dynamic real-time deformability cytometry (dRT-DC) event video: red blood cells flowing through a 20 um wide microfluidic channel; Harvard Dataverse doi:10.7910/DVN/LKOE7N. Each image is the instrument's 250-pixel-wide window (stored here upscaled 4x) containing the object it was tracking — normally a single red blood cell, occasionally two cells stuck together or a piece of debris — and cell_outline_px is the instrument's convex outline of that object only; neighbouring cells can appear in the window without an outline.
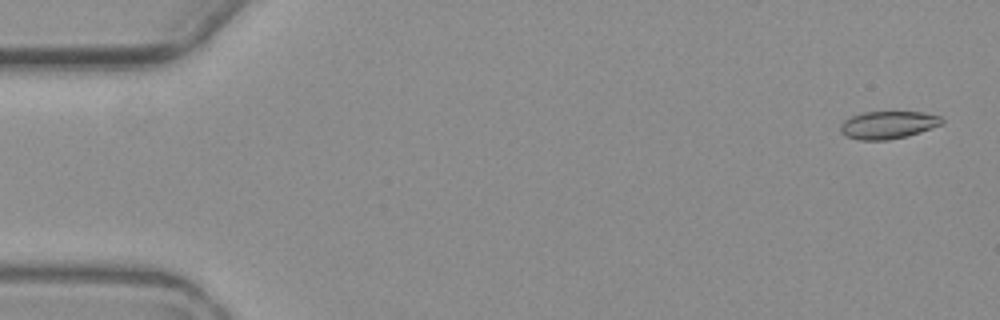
{"species": "common noctule bat (a hibernating species)", "species_latin": "Nyctalus noctula", "temperature_condition": "warm", "stored_images_in_passage": 5, "camera_frame_rate_fps": 3000, "um_per_image_px": 0.085, "animal": {"sex": "female", "body_mass_g": 19.3, "forearm_length_mm": 54.1}, "frame": {"image": 1, "passage_image": 1, "time_ms": 0.0, "image_size_px": [1000, 320], "cell_outline_px": [[944, 124], [908, 136], [888, 140], [860, 140], [844, 136], [840, 132], [840, 124], [844, 120], [860, 112], [924, 112], [940, 116], [944, 120]], "centroid_in_image_um": [75.48, 10.62], "position_along_channel_um": 9.5, "area_um2": 16.59}}
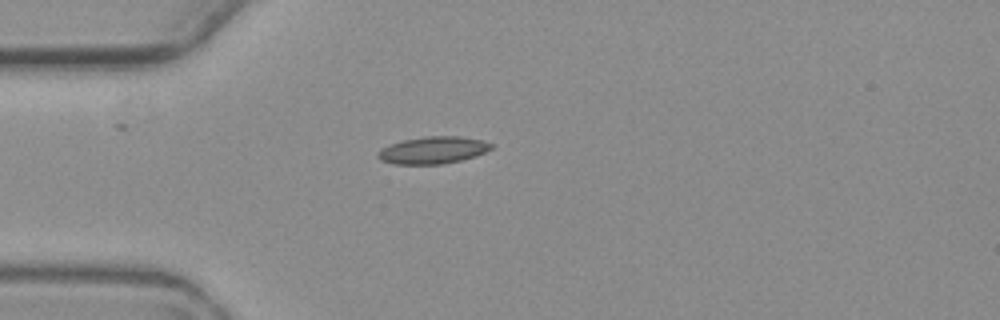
{"frame": {"image": 2, "passage_image": 5, "time_ms": 4.667, "image_size_px": [1000, 320], "cell_outline_px": [[492, 148], [484, 152], [460, 160], [440, 164], [396, 164], [380, 160], [376, 156], [376, 152], [380, 148], [404, 140], [424, 136], [460, 136], [484, 140], [492, 144]], "centroid_in_image_um": [36.76, 12.75], "position_along_channel_um": 48.2, "area_um2": 17.8}}